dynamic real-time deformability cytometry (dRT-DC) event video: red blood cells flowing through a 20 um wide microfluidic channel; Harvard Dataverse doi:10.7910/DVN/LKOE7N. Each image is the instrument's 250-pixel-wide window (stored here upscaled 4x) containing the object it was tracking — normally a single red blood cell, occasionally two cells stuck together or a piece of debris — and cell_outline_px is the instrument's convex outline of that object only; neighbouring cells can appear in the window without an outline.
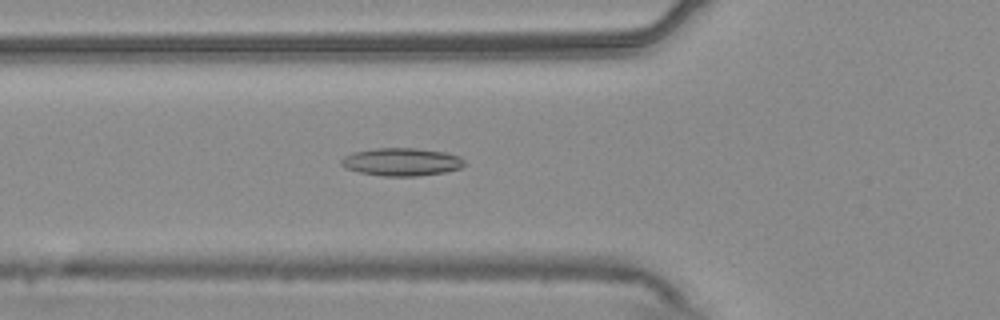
{"species": "common noctule bat (a hibernating species)", "species_latin": "Nyctalus noctula", "temperature_condition": "warm", "stored_images_in_passage": 43, "camera_frame_rate_fps": 3000, "um_per_image_px": 0.085, "animal": {"sex": "male", "body_mass_g": 20.4}, "frame": {"image": 1, "passage_image": 8, "time_ms": 2.333, "image_size_px": [1000, 320], "cell_outline_px": [[468, 164], [460, 168], [444, 172], [416, 176], [384, 176], [360, 172], [348, 168], [340, 164], [340, 160], [344, 156], [352, 152], [376, 148], [416, 148], [444, 152], [460, 156]], "centroid_in_image_um": [34.16, 13.75], "position_along_channel_um": 91.6, "area_um2": 20.0}}
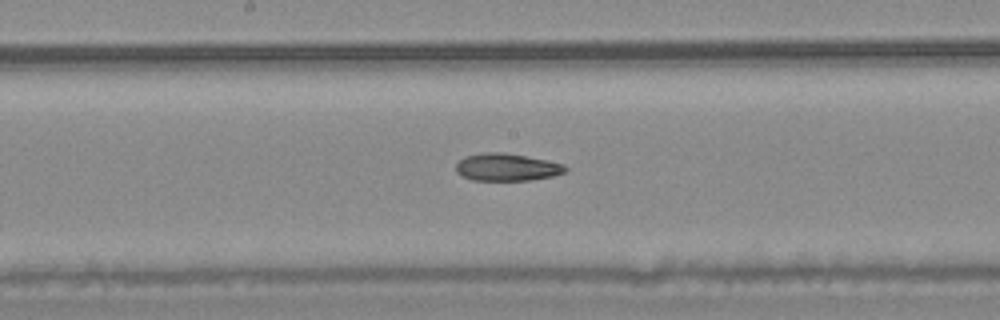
{"frame": {"image": 2, "passage_image": 17, "time_ms": 5.333, "image_size_px": [1000, 320], "cell_outline_px": [[568, 168], [564, 172], [552, 176], [532, 180], [472, 180], [456, 172], [456, 164], [464, 156], [484, 152], [500, 152], [524, 156], [564, 164]], "centroid_in_image_um": [43.05, 14.21], "position_along_channel_um": 205.1, "area_um2": 17.28}}
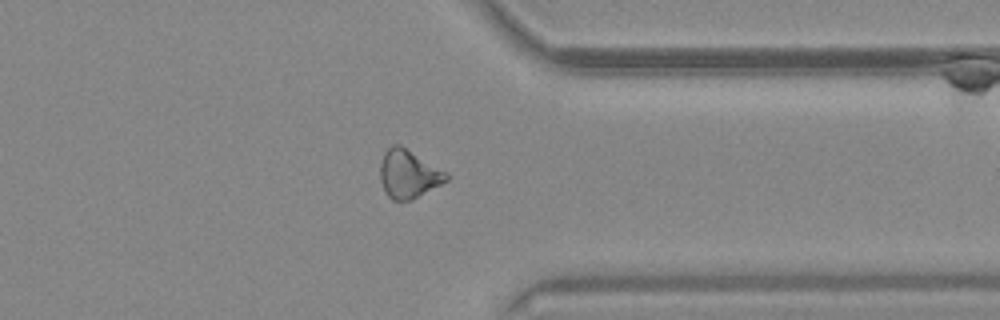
{"frame": {"image": 3, "passage_image": 31, "time_ms": 10.0, "image_size_px": [1000, 320], "cell_outline_px": [[452, 176], [448, 180], [412, 200], [392, 200], [388, 196], [380, 180], [380, 164], [384, 152], [392, 144], [400, 144]], "centroid_in_image_um": [34.71, 14.79], "position_along_channel_um": 376.7, "area_um2": 18.5}, "authors_computed_cell_mechanics": {"area_um2": 18.3226, "velocity_mm_per_s": 3.7591, "shape_relaxation_time_tau1_ms": null, "shape_relaxation_time_tau2_ms": 9.4558, "deformation_change_tau1": null, "deformation_change_tau2": 0.2269}}